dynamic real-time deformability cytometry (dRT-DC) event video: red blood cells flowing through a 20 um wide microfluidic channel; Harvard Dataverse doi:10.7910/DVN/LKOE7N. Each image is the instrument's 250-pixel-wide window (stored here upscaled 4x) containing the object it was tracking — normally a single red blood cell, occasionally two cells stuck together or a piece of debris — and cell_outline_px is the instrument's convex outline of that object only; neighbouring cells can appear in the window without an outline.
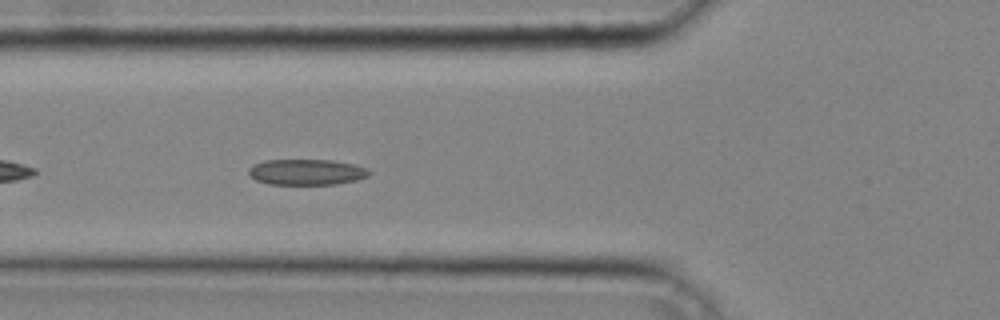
{"species": "common noctule bat (a hibernating species)", "species_latin": "Nyctalus noctula", "temperature_condition": "cold", "stored_images_in_passage": 28, "camera_frame_rate_fps": 3000, "um_per_image_px": 0.085, "animal": {"sex": "male", "body_mass_g": 20.4}, "frame": {"image": 1, "passage_image": 5, "time_ms": 1.333, "image_size_px": [1000, 320], "cell_outline_px": [[372, 172], [368, 176], [356, 180], [336, 184], [268, 184], [256, 180], [248, 172], [248, 168], [252, 164], [264, 160], [332, 160], [352, 164], [368, 168]], "centroid_in_image_um": [26.05, 14.62], "position_along_channel_um": 99.7, "area_um2": 18.15}}
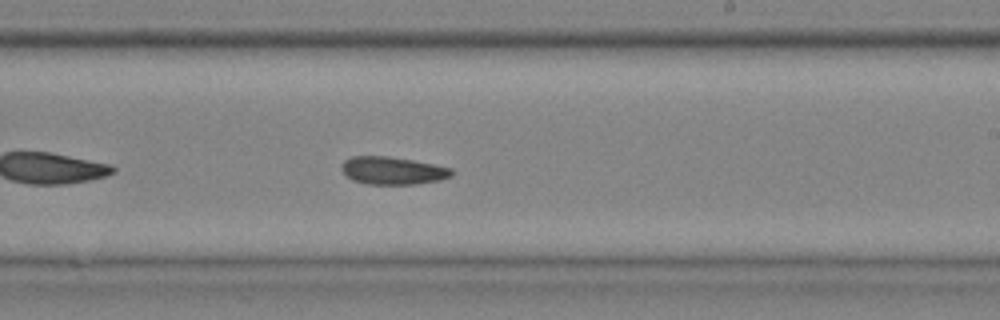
{"frame": {"image": 2, "passage_image": 15, "time_ms": 4.667, "image_size_px": [1000, 320], "cell_outline_px": [[452, 176], [440, 180], [412, 184], [368, 184], [352, 180], [340, 168], [344, 160], [352, 156], [388, 156], [412, 160], [452, 168]], "centroid_in_image_um": [33.36, 14.5], "position_along_channel_um": 255.6, "area_um2": 17.63}}
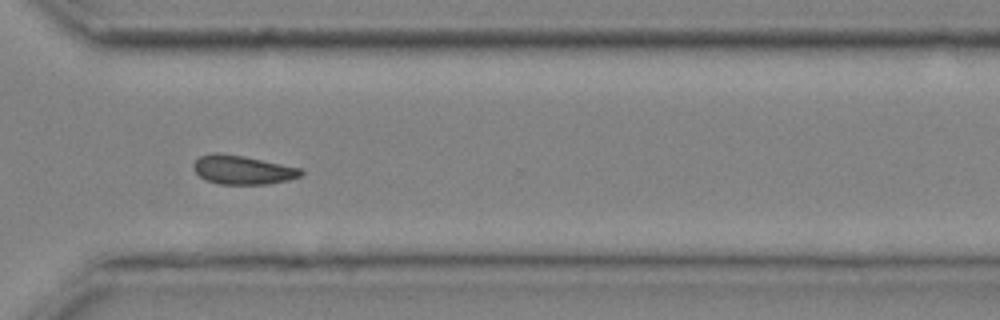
{"frame": {"image": 3, "passage_image": 21, "time_ms": 6.667, "image_size_px": [1000, 320], "cell_outline_px": [[304, 172], [300, 176], [288, 180], [268, 184], [220, 184], [204, 180], [192, 168], [192, 164], [200, 156], [212, 152], [220, 152], [244, 156], [304, 168]], "centroid_in_image_um": [20.62, 14.43], "position_along_channel_um": 350.0, "area_um2": 18.38}}